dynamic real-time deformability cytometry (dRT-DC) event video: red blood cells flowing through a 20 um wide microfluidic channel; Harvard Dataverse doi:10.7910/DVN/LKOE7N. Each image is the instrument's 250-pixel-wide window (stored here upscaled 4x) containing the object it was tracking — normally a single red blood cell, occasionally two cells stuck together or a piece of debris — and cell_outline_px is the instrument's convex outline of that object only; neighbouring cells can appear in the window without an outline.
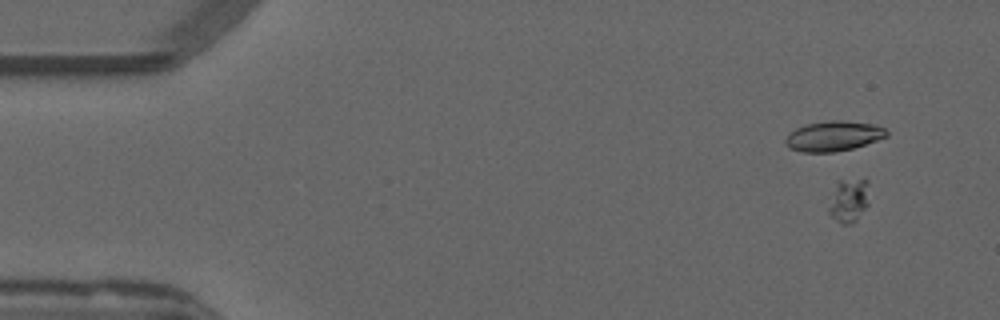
{"species": "common noctule bat (a hibernating species)", "species_latin": "Nyctalus noctula", "temperature_condition": "warm", "stored_images_in_passage": 51, "camera_frame_rate_fps": 3000, "um_per_image_px": 0.085, "animal": {"sex": "male", "forearm_length_mm": 52.5}, "frame": {"image": 1, "passage_image": 2, "time_ms": 0.333, "image_size_px": [1000, 320], "cell_outline_px": [[868, 204], [856, 220], [852, 224], [840, 224], [828, 212], [828, 208], [840, 180], [864, 176], [868, 180]], "centroid_in_image_um": [72.21, 17.0], "position_along_channel_um": 12.8, "area_um2": 10.29}}